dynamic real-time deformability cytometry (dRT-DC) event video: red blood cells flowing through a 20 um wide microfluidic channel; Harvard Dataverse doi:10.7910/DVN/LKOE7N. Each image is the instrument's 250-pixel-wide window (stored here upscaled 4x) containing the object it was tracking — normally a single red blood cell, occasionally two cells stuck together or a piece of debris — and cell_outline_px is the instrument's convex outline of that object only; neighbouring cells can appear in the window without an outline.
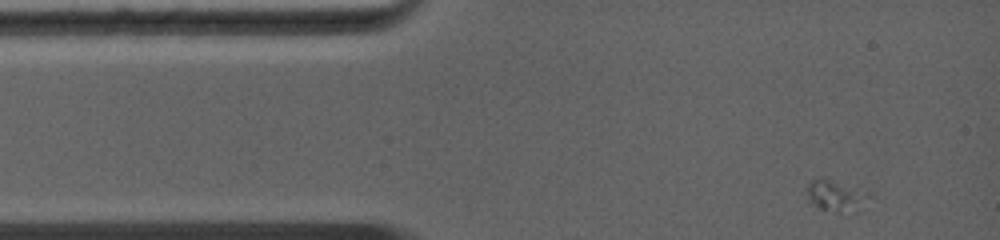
{"species": "common noctule bat (a hibernating species)", "species_latin": "Nyctalus noctula", "temperature_condition": "warm", "stored_images_in_passage": 11, "camera_frame_rate_fps": 5000, "um_per_image_px": 0.085, "animal": {"sex": "female", "body_mass_g": 19.0, "forearm_length_mm": 56.7}, "frame": {"image": 1, "passage_image": 1, "time_ms": 0.0, "image_size_px": [1000, 240], "cell_outline_px": [[868, 196], [856, 212], [836, 212], [820, 208], [812, 204], [808, 200], [808, 184], [812, 180], [820, 176], [824, 176], [868, 192]], "centroid_in_image_um": [71.0, 16.61], "position_along_channel_um": 14.0, "area_um2": 11.21}}